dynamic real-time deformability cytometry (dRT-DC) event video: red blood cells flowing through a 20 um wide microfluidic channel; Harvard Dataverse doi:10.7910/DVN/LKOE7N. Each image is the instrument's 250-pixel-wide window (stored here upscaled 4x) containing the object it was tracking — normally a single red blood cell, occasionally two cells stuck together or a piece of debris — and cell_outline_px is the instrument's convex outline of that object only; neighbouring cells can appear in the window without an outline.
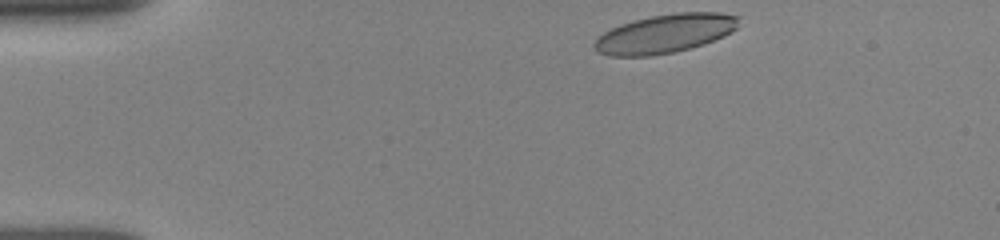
{"species": "human", "species_latin": "Homo sapiens", "temperature_condition": "room temperature", "stored_images_in_passage": 53, "camera_frame_rate_fps": 3000, "um_per_image_px": 0.085, "donor": {"sex": "female"}, "frame": {"image": 1, "passage_image": 1, "time_ms": 0.0, "image_size_px": [1000, 240], "cell_outline_px": [[740, 16], [736, 28], [732, 32], [724, 36], [704, 44], [672, 52], [652, 56], [608, 56], [596, 52], [592, 44], [604, 32], [620, 24], [652, 16], [676, 12], [720, 12]], "centroid_in_image_um": [56.52, 2.86], "position_along_channel_um": 28.5, "area_um2": 32.6}}
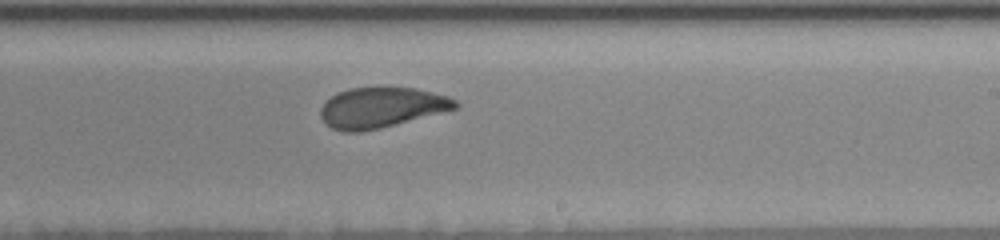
{"frame": {"image": 2, "passage_image": 27, "time_ms": 7.667, "image_size_px": [1000, 240], "cell_outline_px": [[460, 104], [456, 108], [380, 128], [360, 132], [344, 132], [332, 128], [320, 116], [320, 108], [336, 92], [348, 88], [380, 84], [416, 88], [448, 96], [456, 100]], "centroid_in_image_um": [32.4, 9.08], "position_along_channel_um": 256.6, "area_um2": 32.25}}
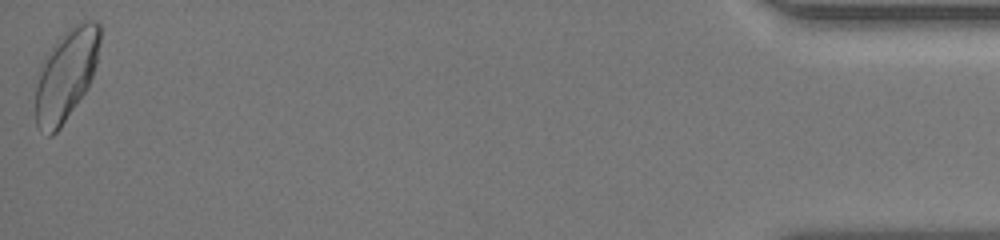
{"frame": {"image": 3, "passage_image": 53, "time_ms": 14.333, "image_size_px": [1000, 240], "cell_outline_px": [[100, 40], [96, 64], [88, 88], [60, 128], [52, 136], [48, 136], [36, 124], [36, 88], [40, 64], [44, 56], [52, 44], [68, 28], [84, 20], [96, 20], [100, 24]], "centroid_in_image_um": [5.62, 6.32], "position_along_channel_um": 429.6, "area_um2": 34.45}, "authors_computed_cell_mechanics": {"area_um2": 32.2524, "velocity_mm_per_s": 3.8788, "shape_relaxation_time_tau1_ms": 3.0361, "shape_relaxation_time_tau2_ms": 1.0093, "deformation_change_tau1": 0.1251, "deformation_change_tau2": 0.0621}}